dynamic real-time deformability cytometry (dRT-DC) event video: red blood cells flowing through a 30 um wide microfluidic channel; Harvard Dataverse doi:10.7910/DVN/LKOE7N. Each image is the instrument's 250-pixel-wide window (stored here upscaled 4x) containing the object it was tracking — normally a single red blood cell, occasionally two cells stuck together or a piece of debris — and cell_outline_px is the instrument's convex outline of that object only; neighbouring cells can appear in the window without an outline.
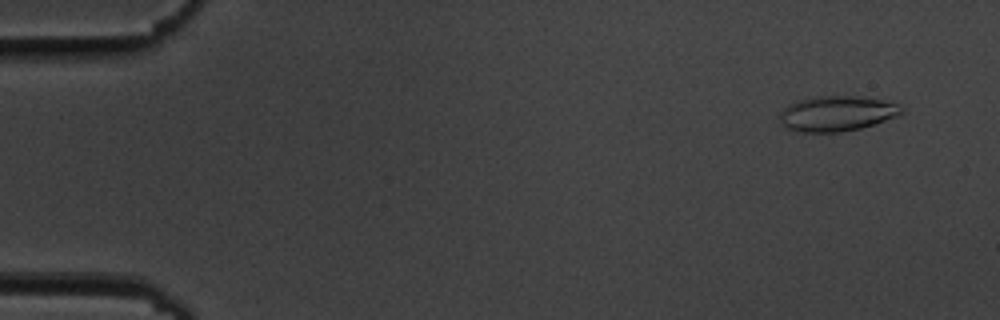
{"species": "common noctule bat (a hibernating species)", "species_latin": "Nyctalus noctula", "temperature_condition": "cold", "stored_images_in_passage": 15, "camera_frame_rate_fps": 3000, "um_per_image_px": 0.085, "animal": {"sex": "male", "body_mass_g": 19.5, "forearm_length_mm": 54.6}, "frame": {"image": 1, "passage_image": 3, "time_ms": 0.667, "image_size_px": [1000, 320], "cell_outline_px": [[904, 112], [900, 116], [860, 128], [840, 132], [796, 132], [784, 128], [780, 124], [780, 112], [788, 104], [796, 100], [812, 96], [860, 96], [880, 100], [896, 104]], "centroid_in_image_um": [71.06, 9.66], "position_along_channel_um": 13.9, "area_um2": 25.26}}